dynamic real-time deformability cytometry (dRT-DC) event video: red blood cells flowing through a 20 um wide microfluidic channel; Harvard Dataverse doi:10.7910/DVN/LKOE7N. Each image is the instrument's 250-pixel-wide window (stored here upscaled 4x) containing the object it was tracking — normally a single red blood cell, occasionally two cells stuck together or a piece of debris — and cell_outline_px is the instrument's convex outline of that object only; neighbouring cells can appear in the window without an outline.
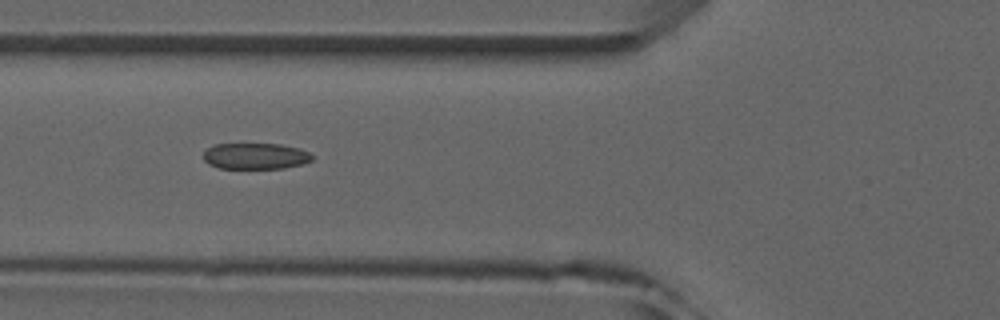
{"species": "common noctule bat (a hibernating species)", "species_latin": "Nyctalus noctula", "temperature_condition": "room temperature", "stored_images_in_passage": 6, "camera_frame_rate_fps": 3000, "um_per_image_px": 0.085, "animal": {"sex": "male", "forearm_length_mm": 52.5}, "frame": {"image": 1, "passage_image": 6, "time_ms": 5.667, "image_size_px": [1000, 320], "cell_outline_px": [[312, 160], [304, 164], [284, 168], [220, 168], [208, 164], [204, 160], [204, 152], [208, 148], [216, 144], [280, 144], [300, 148], [308, 152], [312, 156]], "centroid_in_image_um": [21.73, 13.27], "position_along_channel_um": 104.1, "area_um2": 16.53}}